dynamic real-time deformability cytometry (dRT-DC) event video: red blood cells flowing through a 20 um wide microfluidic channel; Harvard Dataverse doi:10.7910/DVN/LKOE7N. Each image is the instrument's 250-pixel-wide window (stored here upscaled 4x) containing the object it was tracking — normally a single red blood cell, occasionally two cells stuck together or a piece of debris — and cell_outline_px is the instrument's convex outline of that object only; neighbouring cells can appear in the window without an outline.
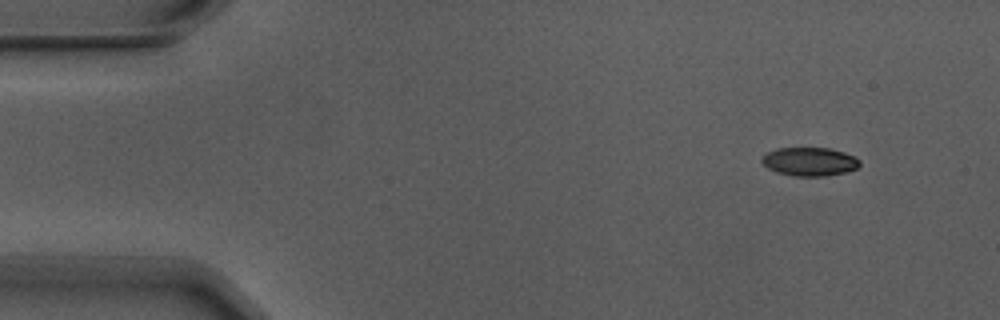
{"species": "Egyptian fruit bat (a non-hibernating species)", "species_latin": "Rousettus aegyptiacus", "temperature_condition": "warm", "stored_images_in_passage": 6, "camera_frame_rate_fps": 3000, "um_per_image_px": 0.085, "animal": {"sex": "male"}, "frame": {"image": 1, "passage_image": 2, "time_ms": 0.333, "image_size_px": [1000, 320], "cell_outline_px": [[860, 164], [856, 168], [844, 172], [824, 176], [792, 176], [776, 172], [768, 168], [760, 160], [768, 152], [780, 148], [828, 148], [844, 152], [856, 156], [860, 160]], "centroid_in_image_um": [68.83, 13.74], "position_along_channel_um": 16.2, "area_um2": 16.18}}